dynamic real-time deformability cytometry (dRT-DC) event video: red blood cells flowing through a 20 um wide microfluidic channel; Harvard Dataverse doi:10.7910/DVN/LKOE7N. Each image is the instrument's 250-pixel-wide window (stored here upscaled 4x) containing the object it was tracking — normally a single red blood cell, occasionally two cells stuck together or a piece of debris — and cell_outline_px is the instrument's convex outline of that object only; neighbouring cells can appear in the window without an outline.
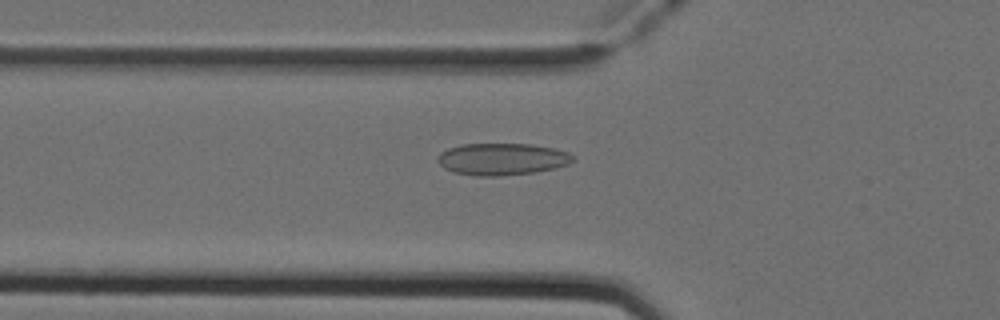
{"species": "Egyptian fruit bat (a non-hibernating species)", "species_latin": "Rousettus aegyptiacus", "temperature_condition": "cold", "stored_images_in_passage": 51, "camera_frame_rate_fps": 3000, "um_per_image_px": 0.085, "animal": {"sex": "female"}, "frame": {"image": 1, "passage_image": 18, "time_ms": 5.667, "image_size_px": [1000, 320], "cell_outline_px": [[576, 160], [568, 164], [556, 168], [536, 172], [496, 176], [476, 176], [456, 172], [444, 168], [436, 160], [436, 156], [440, 152], [448, 148], [460, 144], [532, 144], [552, 148], [568, 152]], "centroid_in_image_um": [42.66, 13.52], "position_along_channel_um": 83.1, "area_um2": 25.26}}
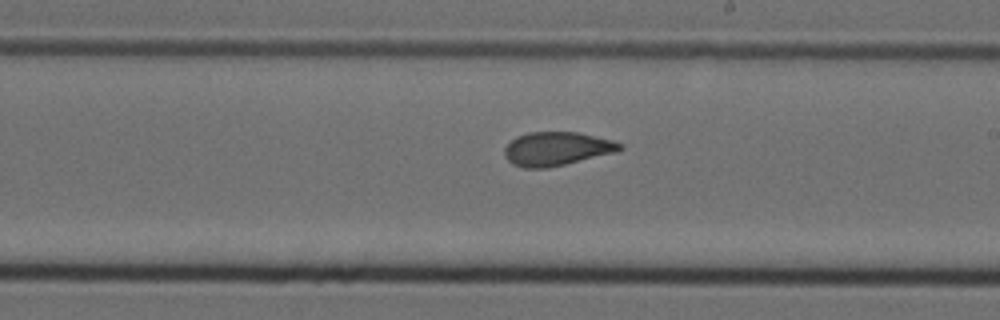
{"frame": {"image": 2, "passage_image": 30, "time_ms": 9.667, "image_size_px": [1000, 320], "cell_outline_px": [[624, 148], [616, 152], [564, 164], [544, 168], [524, 168], [512, 164], [504, 156], [504, 148], [516, 136], [528, 132], [576, 132], [612, 140], [624, 144]], "centroid_in_image_um": [47.31, 12.64], "position_along_channel_um": 241.7, "area_um2": 22.54}}
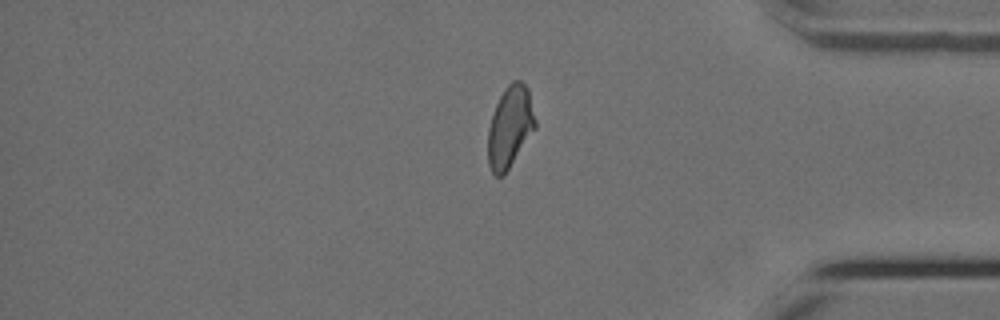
{"frame": {"image": 3, "passage_image": 43, "time_ms": 14.0, "image_size_px": [1000, 320], "cell_outline_px": [[536, 128], [504, 176], [496, 176], [492, 172], [488, 164], [488, 128], [496, 104], [504, 88], [512, 80], [520, 80], [528, 88], [536, 120]], "centroid_in_image_um": [43.35, 10.79], "position_along_channel_um": 391.8, "area_um2": 22.6}, "authors_computed_cell_mechanics": {"area_um2": 22.9466, "velocity_mm_per_s": 3.948, "shape_relaxation_time_tau1_ms": 8.7375, "shape_relaxation_time_tau2_ms": 1.5927, "deformation_change_tau1": 0.1902, "deformation_change_tau2": 0.0689}}